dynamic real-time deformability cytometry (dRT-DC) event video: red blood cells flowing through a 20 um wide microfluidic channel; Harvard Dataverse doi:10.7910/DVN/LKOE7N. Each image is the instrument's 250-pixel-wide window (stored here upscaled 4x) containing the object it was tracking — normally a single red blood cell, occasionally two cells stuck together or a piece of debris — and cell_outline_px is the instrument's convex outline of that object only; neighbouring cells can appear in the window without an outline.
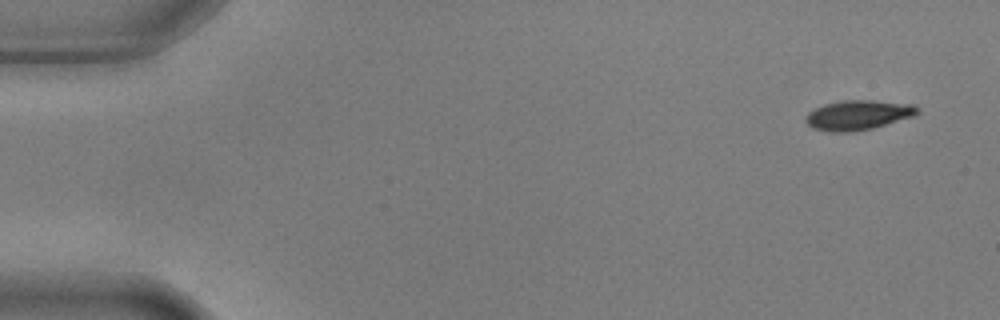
{"species": "common noctule bat (a hibernating species)", "species_latin": "Nyctalus noctula", "temperature_condition": "warm", "stored_images_in_passage": 5, "segment_of_instrument_passage": [2, 2], "camera_frame_rate_fps": 3000, "um_per_image_px": 0.085, "animal": {"sex": "male", "body_mass_g": 17.9, "forearm_length_mm": 54.2}, "frame": {"image": 1, "passage_image": 5, "time_ms": 1.333, "image_size_px": [1000, 320], "cell_outline_px": [[920, 112], [916, 116], [872, 128], [848, 132], [828, 132], [812, 128], [804, 120], [804, 116], [808, 112], [824, 104], [844, 100], [872, 100], [916, 104], [920, 108]], "centroid_in_image_um": [72.97, 9.77], "position_along_channel_um": 12.0, "area_um2": 19.65}}